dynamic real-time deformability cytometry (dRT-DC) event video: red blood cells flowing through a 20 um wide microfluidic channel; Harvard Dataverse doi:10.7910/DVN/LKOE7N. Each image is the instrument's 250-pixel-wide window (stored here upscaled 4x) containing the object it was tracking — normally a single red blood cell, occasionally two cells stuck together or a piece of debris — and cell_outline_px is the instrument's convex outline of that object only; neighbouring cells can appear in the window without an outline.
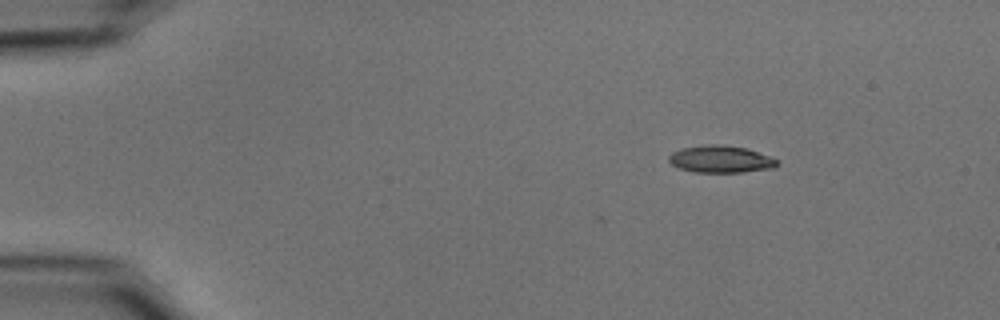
{"species": "common noctule bat (a hibernating species)", "species_latin": "Nyctalus noctula", "temperature_condition": "cold", "stored_images_in_passage": 9, "camera_frame_rate_fps": 3000, "um_per_image_px": 0.085, "animal": {"sex": "male", "body_mass_g": 15.6}, "frame": {"image": 1, "passage_image": 9, "time_ms": 2.667, "image_size_px": [1000, 320], "cell_outline_px": [[780, 164], [772, 168], [744, 172], [692, 172], [680, 168], [672, 164], [668, 160], [668, 156], [672, 152], [680, 148], [704, 144], [720, 144], [744, 148], [772, 156]], "centroid_in_image_um": [61.24, 13.52], "position_along_channel_um": 23.8, "area_um2": 17.22}}